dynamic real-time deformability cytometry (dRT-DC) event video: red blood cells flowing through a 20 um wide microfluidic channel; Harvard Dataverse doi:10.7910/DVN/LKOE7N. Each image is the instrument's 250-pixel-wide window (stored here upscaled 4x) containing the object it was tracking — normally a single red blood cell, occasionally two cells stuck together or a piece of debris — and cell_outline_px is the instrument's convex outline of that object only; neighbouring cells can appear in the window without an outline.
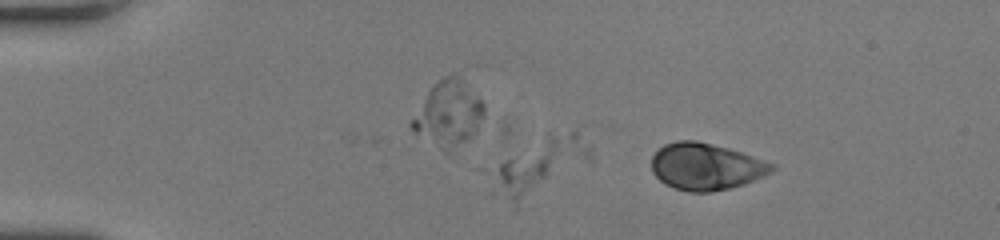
{"species": "human", "species_latin": "Homo sapiens", "temperature_condition": "room temperature", "stored_images_in_passage": 2, "camera_frame_rate_fps": 3000, "um_per_image_px": 0.085, "donor": {"sex": "female"}, "frame": {"image": 1, "passage_image": 2, "time_ms": 0.333, "image_size_px": [1000, 240], "cell_outline_px": [[776, 168], [772, 172], [764, 176], [744, 184], [712, 192], [688, 192], [664, 184], [652, 172], [652, 156], [664, 144], [676, 140], [696, 140], [728, 148], [776, 164]], "centroid_in_image_um": [60.01, 14.16], "position_along_channel_um": 25.0, "area_um2": 32.83}}